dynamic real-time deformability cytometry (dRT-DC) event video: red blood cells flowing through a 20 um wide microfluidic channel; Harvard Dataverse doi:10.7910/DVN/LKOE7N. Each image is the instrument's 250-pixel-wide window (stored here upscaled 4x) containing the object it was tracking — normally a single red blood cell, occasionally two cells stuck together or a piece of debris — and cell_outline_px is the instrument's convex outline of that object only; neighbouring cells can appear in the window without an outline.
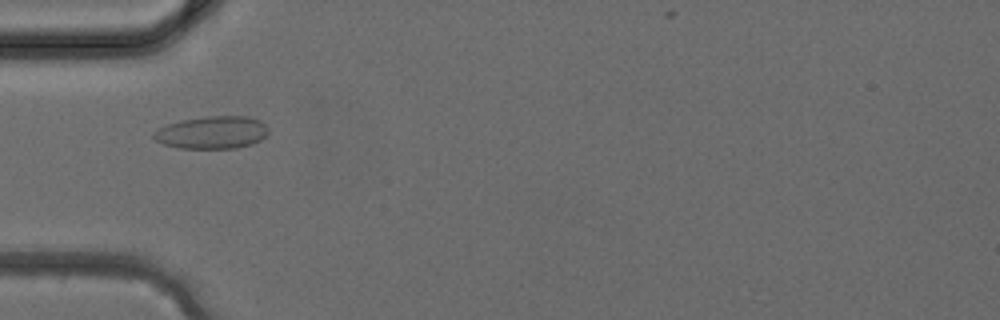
{"species": "common noctule bat (a hibernating species)", "species_latin": "Nyctalus noctula", "temperature_condition": "cold", "stored_images_in_passage": 21, "camera_frame_rate_fps": 3000, "um_per_image_px": 0.085, "animal": {"sex": "female", "body_mass_g": 24.6, "forearm_length_mm": 56.2}, "frame": {"image": 1, "passage_image": 2, "time_ms": 0.333, "image_size_px": [1000, 320], "cell_outline_px": [[268, 132], [260, 140], [252, 144], [236, 148], [180, 148], [164, 144], [156, 140], [152, 136], [152, 132], [156, 128], [180, 120], [208, 116], [248, 116], [260, 120], [268, 128]], "centroid_in_image_um": [18.0, 11.25], "position_along_channel_um": 67.0, "area_um2": 21.85}}
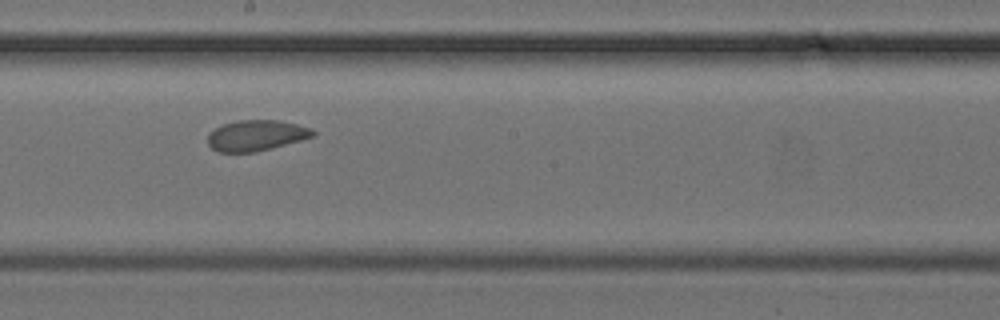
{"frame": {"image": 2, "passage_image": 11, "time_ms": 3.333, "image_size_px": [1000, 320], "cell_outline_px": [[316, 136], [256, 152], [216, 152], [208, 144], [208, 132], [224, 124], [240, 120], [280, 120], [312, 128], [316, 132]], "centroid_in_image_um": [21.79, 11.51], "position_along_channel_um": 226.4, "area_um2": 18.9}}
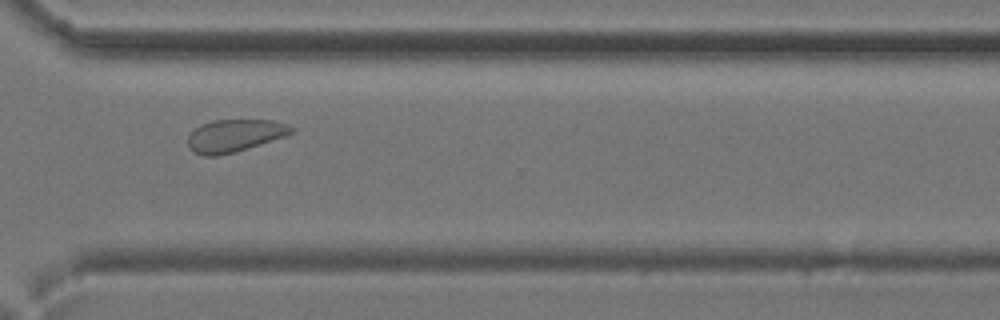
{"frame": {"image": 3, "passage_image": 18, "time_ms": 5.667, "image_size_px": [1000, 320], "cell_outline_px": [[296, 128], [292, 132], [284, 136], [236, 152], [216, 156], [204, 156], [188, 148], [188, 136], [200, 124], [212, 120], [272, 120], [288, 124]], "centroid_in_image_um": [19.93, 11.52], "position_along_channel_um": 350.7, "area_um2": 19.54}}